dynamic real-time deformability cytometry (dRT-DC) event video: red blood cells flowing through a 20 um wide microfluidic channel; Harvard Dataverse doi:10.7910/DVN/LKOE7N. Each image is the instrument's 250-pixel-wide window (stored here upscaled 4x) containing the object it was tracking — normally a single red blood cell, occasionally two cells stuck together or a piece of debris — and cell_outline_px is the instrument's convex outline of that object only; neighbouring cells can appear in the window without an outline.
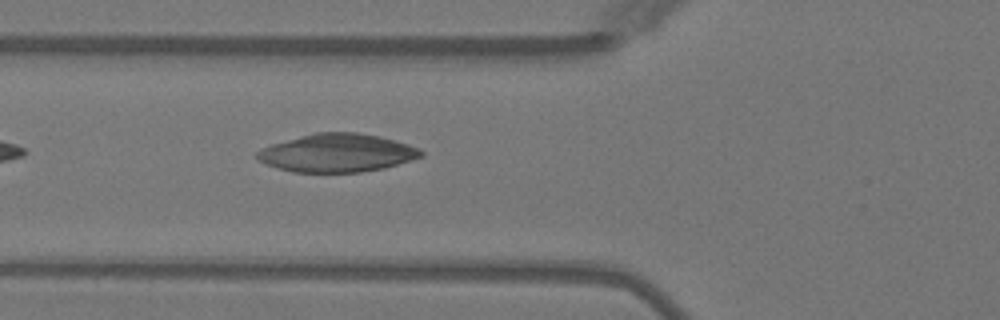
{"species": "Egyptian fruit bat (a non-hibernating species)", "species_latin": "Rousettus aegyptiacus", "temperature_condition": "warm", "stored_images_in_passage": 2, "camera_frame_rate_fps": 3000, "um_per_image_px": 0.085, "animal": {"sex": "female"}, "frame": {"image": 1, "passage_image": 2, "time_ms": 1.333, "image_size_px": [1000, 320], "cell_outline_px": [[424, 156], [384, 168], [360, 172], [292, 172], [276, 168], [260, 160], [256, 156], [256, 152], [260, 148], [272, 144], [316, 132], [356, 132], [380, 136], [408, 144], [420, 148], [424, 152]], "centroid_in_image_um": [28.68, 13.0], "position_along_channel_um": 97.1, "area_um2": 36.41}}